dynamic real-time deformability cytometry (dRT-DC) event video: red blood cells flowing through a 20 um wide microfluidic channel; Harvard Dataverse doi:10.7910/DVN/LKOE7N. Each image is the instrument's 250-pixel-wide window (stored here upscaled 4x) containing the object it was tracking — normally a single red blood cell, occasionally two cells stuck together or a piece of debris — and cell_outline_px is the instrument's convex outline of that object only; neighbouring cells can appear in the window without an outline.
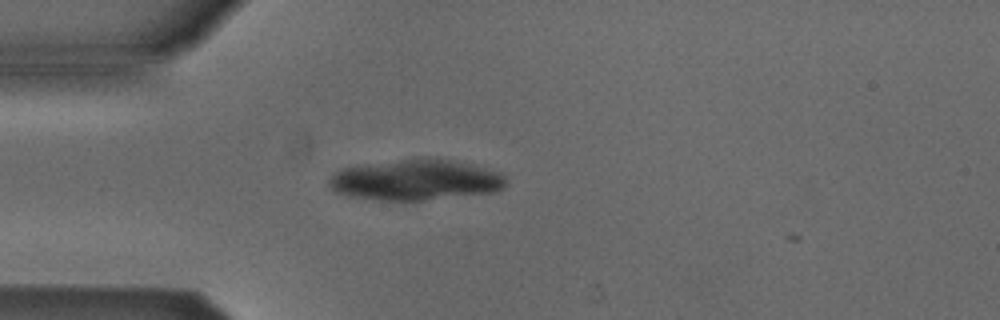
{"species": "Egyptian fruit bat (a non-hibernating species)", "species_latin": "Rousettus aegyptiacus", "temperature_condition": "cold", "stored_images_in_passage": 40, "camera_frame_rate_fps": 3000, "um_per_image_px": 0.085, "animal": {"sex": "male"}, "frame": {"image": 1, "passage_image": 1, "time_ms": 0.0, "image_size_px": [1000, 320], "cell_outline_px": [[508, 184], [504, 188], [496, 192], [424, 200], [376, 200], [348, 196], [336, 192], [328, 184], [328, 180], [340, 168], [356, 164], [424, 156], [428, 156], [456, 160], [504, 172]], "centroid_in_image_um": [35.37, 15.26], "position_along_channel_um": 49.6, "area_um2": 43.35}}
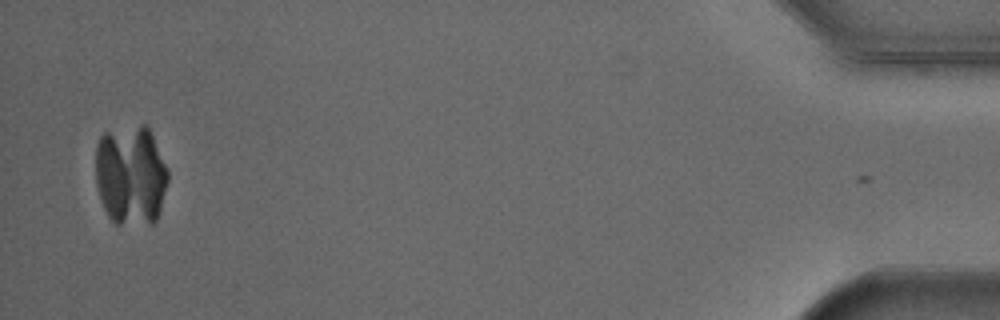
{"frame": {"image": 2, "passage_image": 38, "time_ms": 12.333, "image_size_px": [1000, 320], "cell_outline_px": [[168, 180], [160, 208], [156, 220], [152, 224], [116, 224], [108, 216], [104, 208], [96, 184], [96, 144], [100, 136], [104, 132], [140, 124], [148, 124], [168, 168]], "centroid_in_image_um": [11.12, 14.86], "position_along_channel_um": 424.1, "area_um2": 42.77}}